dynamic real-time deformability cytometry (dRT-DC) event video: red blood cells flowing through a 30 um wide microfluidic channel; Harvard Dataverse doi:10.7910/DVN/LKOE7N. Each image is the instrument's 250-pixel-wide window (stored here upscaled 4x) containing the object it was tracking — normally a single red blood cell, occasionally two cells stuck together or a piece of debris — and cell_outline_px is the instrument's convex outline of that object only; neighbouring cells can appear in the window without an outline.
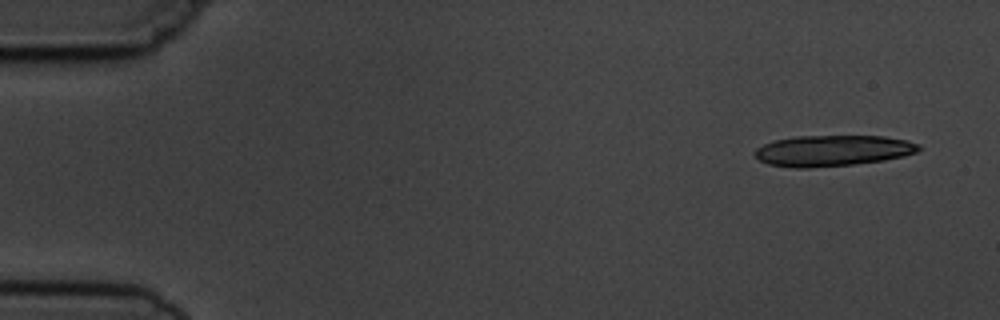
{"species": "common noctule bat (a hibernating species)", "species_latin": "Nyctalus noctula", "temperature_condition": "cold", "stored_images_in_passage": 6, "camera_frame_rate_fps": 3000, "um_per_image_px": 0.085, "animal": {"sex": "male", "body_mass_g": 19.5, "forearm_length_mm": 54.6}, "frame": {"image": 1, "passage_image": 1, "time_ms": 0.0, "image_size_px": [1000, 320], "cell_outline_px": [[920, 148], [916, 152], [904, 156], [884, 160], [852, 164], [808, 168], [792, 168], [768, 164], [760, 160], [756, 156], [756, 148], [772, 140], [796, 136], [884, 136], [908, 140], [920, 144]], "centroid_in_image_um": [70.78, 12.8], "position_along_channel_um": 14.2, "area_um2": 29.59}}
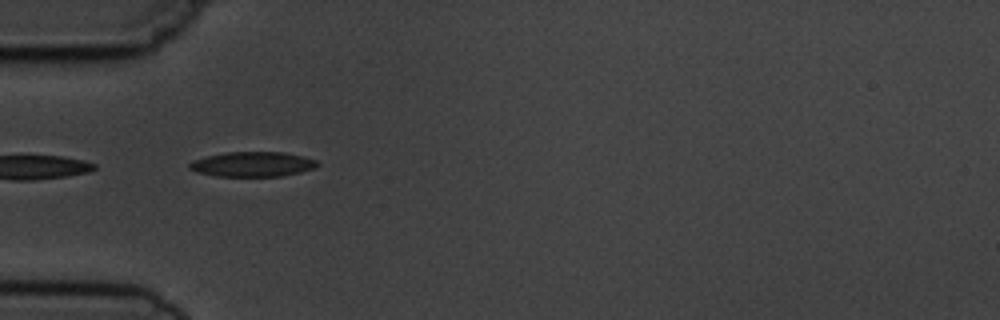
{"frame": {"image": 2, "passage_image": 5, "time_ms": 4.667, "image_size_px": [1000, 320], "cell_outline_px": [[320, 164], [312, 168], [300, 172], [280, 176], [216, 176], [196, 172], [188, 168], [188, 164], [192, 160], [208, 156], [228, 152], [284, 152], [304, 156], [316, 160]], "centroid_in_image_um": [21.45, 13.95], "position_along_channel_um": 63.6, "area_um2": 18.5}}